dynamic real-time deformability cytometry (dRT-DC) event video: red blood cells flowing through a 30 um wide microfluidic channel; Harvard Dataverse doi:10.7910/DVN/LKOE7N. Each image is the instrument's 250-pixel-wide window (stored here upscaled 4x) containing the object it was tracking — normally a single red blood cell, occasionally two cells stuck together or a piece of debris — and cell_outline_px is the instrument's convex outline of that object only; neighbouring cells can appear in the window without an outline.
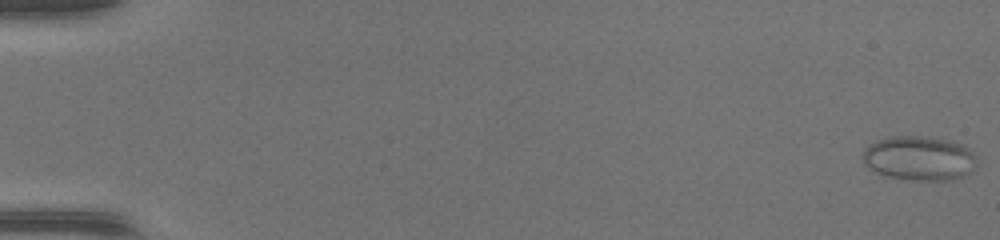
{"species": "common noctule bat (a hibernating species)", "species_latin": "Nyctalus noctula", "temperature_condition": "warm", "stored_images_in_passage": 50, "camera_frame_rate_fps": 3000, "um_per_image_px": 0.085, "animal": {"sex": "female", "body_mass_g": 17.0, "forearm_length_mm": 48.0}, "frame": {"image": 1, "passage_image": 1, "time_ms": 0.0, "image_size_px": [1000, 240], "cell_outline_px": [[976, 168], [964, 176], [948, 180], [908, 180], [884, 176], [876, 172], [864, 164], [860, 156], [864, 148], [876, 140], [888, 136], [928, 136], [952, 140], [964, 144], [976, 156]], "centroid_in_image_um": [78.12, 13.44], "position_along_channel_um": 6.9, "area_um2": 30.23}}
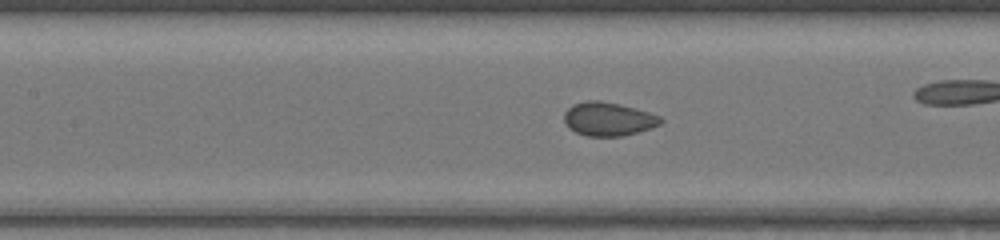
{"frame": {"image": 2, "passage_image": 24, "time_ms": 7.667, "image_size_px": [1000, 240], "cell_outline_px": [[664, 120], [660, 124], [652, 128], [624, 136], [588, 136], [576, 132], [568, 128], [564, 120], [564, 112], [572, 104], [588, 100], [600, 100], [620, 104], [648, 112], [660, 116]], "centroid_in_image_um": [51.7, 10.11], "position_along_channel_um": 155.7, "area_um2": 19.02}}
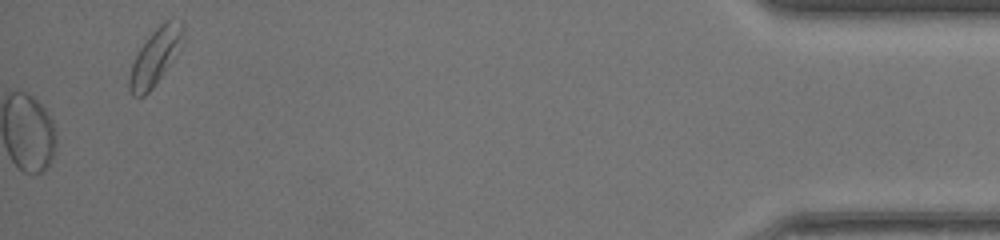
{"frame": {"image": 3, "passage_image": 50, "time_ms": 16.333, "image_size_px": [1000, 240], "cell_outline_px": [[184, 32], [168, 64], [152, 88], [144, 96], [132, 96], [128, 88], [128, 76], [132, 64], [140, 48], [152, 32], [164, 20], [184, 20]], "centroid_in_image_um": [13.13, 4.82], "position_along_channel_um": 422.1, "area_um2": 16.76}}